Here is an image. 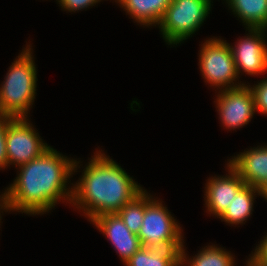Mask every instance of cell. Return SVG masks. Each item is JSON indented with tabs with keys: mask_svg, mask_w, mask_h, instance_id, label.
<instances>
[{
	"mask_svg": "<svg viewBox=\"0 0 267 266\" xmlns=\"http://www.w3.org/2000/svg\"><path fill=\"white\" fill-rule=\"evenodd\" d=\"M255 195H260V190L258 188L244 185L219 218L232 226L244 224L253 212Z\"/></svg>",
	"mask_w": 267,
	"mask_h": 266,
	"instance_id": "5bb4252c",
	"label": "cell"
},
{
	"mask_svg": "<svg viewBox=\"0 0 267 266\" xmlns=\"http://www.w3.org/2000/svg\"><path fill=\"white\" fill-rule=\"evenodd\" d=\"M135 22L146 27L158 26L172 0H116Z\"/></svg>",
	"mask_w": 267,
	"mask_h": 266,
	"instance_id": "4fadbf2b",
	"label": "cell"
},
{
	"mask_svg": "<svg viewBox=\"0 0 267 266\" xmlns=\"http://www.w3.org/2000/svg\"><path fill=\"white\" fill-rule=\"evenodd\" d=\"M182 248H149L141 247L125 266H180Z\"/></svg>",
	"mask_w": 267,
	"mask_h": 266,
	"instance_id": "2e32d148",
	"label": "cell"
},
{
	"mask_svg": "<svg viewBox=\"0 0 267 266\" xmlns=\"http://www.w3.org/2000/svg\"><path fill=\"white\" fill-rule=\"evenodd\" d=\"M255 102L256 112L267 114V78L257 82V84L249 85Z\"/></svg>",
	"mask_w": 267,
	"mask_h": 266,
	"instance_id": "d6986e66",
	"label": "cell"
},
{
	"mask_svg": "<svg viewBox=\"0 0 267 266\" xmlns=\"http://www.w3.org/2000/svg\"><path fill=\"white\" fill-rule=\"evenodd\" d=\"M64 11L78 12L98 4L102 0H56Z\"/></svg>",
	"mask_w": 267,
	"mask_h": 266,
	"instance_id": "44dd1931",
	"label": "cell"
},
{
	"mask_svg": "<svg viewBox=\"0 0 267 266\" xmlns=\"http://www.w3.org/2000/svg\"><path fill=\"white\" fill-rule=\"evenodd\" d=\"M27 117L8 118L6 150L8 166L16 168L40 156L48 146Z\"/></svg>",
	"mask_w": 267,
	"mask_h": 266,
	"instance_id": "52a82bcc",
	"label": "cell"
},
{
	"mask_svg": "<svg viewBox=\"0 0 267 266\" xmlns=\"http://www.w3.org/2000/svg\"><path fill=\"white\" fill-rule=\"evenodd\" d=\"M117 214L134 234H138L144 216V191L133 201L123 206Z\"/></svg>",
	"mask_w": 267,
	"mask_h": 266,
	"instance_id": "ac0fdd59",
	"label": "cell"
},
{
	"mask_svg": "<svg viewBox=\"0 0 267 266\" xmlns=\"http://www.w3.org/2000/svg\"><path fill=\"white\" fill-rule=\"evenodd\" d=\"M79 162L50 146L40 156L19 166V174L5 190L9 212L42 215L63 199L71 204L73 186H66L71 182L70 177L78 172Z\"/></svg>",
	"mask_w": 267,
	"mask_h": 266,
	"instance_id": "6da1fadb",
	"label": "cell"
},
{
	"mask_svg": "<svg viewBox=\"0 0 267 266\" xmlns=\"http://www.w3.org/2000/svg\"><path fill=\"white\" fill-rule=\"evenodd\" d=\"M246 262H247L246 263L247 264L246 266H255L250 260H246Z\"/></svg>",
	"mask_w": 267,
	"mask_h": 266,
	"instance_id": "d4e9b609",
	"label": "cell"
},
{
	"mask_svg": "<svg viewBox=\"0 0 267 266\" xmlns=\"http://www.w3.org/2000/svg\"><path fill=\"white\" fill-rule=\"evenodd\" d=\"M246 29L248 34L238 39L234 47L230 45L238 77L242 72L256 76L267 71V29Z\"/></svg>",
	"mask_w": 267,
	"mask_h": 266,
	"instance_id": "9c48e42d",
	"label": "cell"
},
{
	"mask_svg": "<svg viewBox=\"0 0 267 266\" xmlns=\"http://www.w3.org/2000/svg\"><path fill=\"white\" fill-rule=\"evenodd\" d=\"M246 28L267 29V0H225Z\"/></svg>",
	"mask_w": 267,
	"mask_h": 266,
	"instance_id": "9a60e30c",
	"label": "cell"
},
{
	"mask_svg": "<svg viewBox=\"0 0 267 266\" xmlns=\"http://www.w3.org/2000/svg\"><path fill=\"white\" fill-rule=\"evenodd\" d=\"M144 190V216L137 234L143 247L182 248L181 227L162 201Z\"/></svg>",
	"mask_w": 267,
	"mask_h": 266,
	"instance_id": "277c9868",
	"label": "cell"
},
{
	"mask_svg": "<svg viewBox=\"0 0 267 266\" xmlns=\"http://www.w3.org/2000/svg\"><path fill=\"white\" fill-rule=\"evenodd\" d=\"M226 168L229 175L209 177L205 187L206 212L215 217H220L234 196L245 185L240 175L227 163ZM209 211V212H208Z\"/></svg>",
	"mask_w": 267,
	"mask_h": 266,
	"instance_id": "8fae6325",
	"label": "cell"
},
{
	"mask_svg": "<svg viewBox=\"0 0 267 266\" xmlns=\"http://www.w3.org/2000/svg\"><path fill=\"white\" fill-rule=\"evenodd\" d=\"M249 257L248 260L255 266H267V235L263 237Z\"/></svg>",
	"mask_w": 267,
	"mask_h": 266,
	"instance_id": "7402d4cb",
	"label": "cell"
},
{
	"mask_svg": "<svg viewBox=\"0 0 267 266\" xmlns=\"http://www.w3.org/2000/svg\"><path fill=\"white\" fill-rule=\"evenodd\" d=\"M227 163L240 175L245 185L259 189L267 182V145L244 150L228 159Z\"/></svg>",
	"mask_w": 267,
	"mask_h": 266,
	"instance_id": "7c38bea8",
	"label": "cell"
},
{
	"mask_svg": "<svg viewBox=\"0 0 267 266\" xmlns=\"http://www.w3.org/2000/svg\"><path fill=\"white\" fill-rule=\"evenodd\" d=\"M199 54V68L206 83L226 90L243 85L239 80L230 44L218 37L206 40ZM235 81V82H233ZM235 83V84H234Z\"/></svg>",
	"mask_w": 267,
	"mask_h": 266,
	"instance_id": "8992f818",
	"label": "cell"
},
{
	"mask_svg": "<svg viewBox=\"0 0 267 266\" xmlns=\"http://www.w3.org/2000/svg\"><path fill=\"white\" fill-rule=\"evenodd\" d=\"M10 116L0 115V169L8 167V158L6 150V130L8 126V118Z\"/></svg>",
	"mask_w": 267,
	"mask_h": 266,
	"instance_id": "ffe728a7",
	"label": "cell"
},
{
	"mask_svg": "<svg viewBox=\"0 0 267 266\" xmlns=\"http://www.w3.org/2000/svg\"><path fill=\"white\" fill-rule=\"evenodd\" d=\"M214 102L223 127L230 130L247 125L256 112L249 83L219 91Z\"/></svg>",
	"mask_w": 267,
	"mask_h": 266,
	"instance_id": "ba28073f",
	"label": "cell"
},
{
	"mask_svg": "<svg viewBox=\"0 0 267 266\" xmlns=\"http://www.w3.org/2000/svg\"><path fill=\"white\" fill-rule=\"evenodd\" d=\"M184 245L180 252V266H235V258L231 252L226 251L224 247L216 245H208L202 247L197 255L188 257L185 253Z\"/></svg>",
	"mask_w": 267,
	"mask_h": 266,
	"instance_id": "e0dca14e",
	"label": "cell"
},
{
	"mask_svg": "<svg viewBox=\"0 0 267 266\" xmlns=\"http://www.w3.org/2000/svg\"><path fill=\"white\" fill-rule=\"evenodd\" d=\"M73 184L71 204L91 222L101 214L117 213L145 189L110 156L95 151Z\"/></svg>",
	"mask_w": 267,
	"mask_h": 266,
	"instance_id": "7a4b0ae2",
	"label": "cell"
},
{
	"mask_svg": "<svg viewBox=\"0 0 267 266\" xmlns=\"http://www.w3.org/2000/svg\"><path fill=\"white\" fill-rule=\"evenodd\" d=\"M91 223L108 238L124 264L142 247L137 234L129 230L117 213L101 214Z\"/></svg>",
	"mask_w": 267,
	"mask_h": 266,
	"instance_id": "30bf717a",
	"label": "cell"
},
{
	"mask_svg": "<svg viewBox=\"0 0 267 266\" xmlns=\"http://www.w3.org/2000/svg\"><path fill=\"white\" fill-rule=\"evenodd\" d=\"M1 210H2V212H1ZM3 211H5V212L9 211L6 191H4L3 194H1V196H0V212L3 213ZM1 213H0V223H1V219H2Z\"/></svg>",
	"mask_w": 267,
	"mask_h": 266,
	"instance_id": "603a6c76",
	"label": "cell"
},
{
	"mask_svg": "<svg viewBox=\"0 0 267 266\" xmlns=\"http://www.w3.org/2000/svg\"><path fill=\"white\" fill-rule=\"evenodd\" d=\"M210 0H172L158 24L168 45L187 40L202 26L211 11Z\"/></svg>",
	"mask_w": 267,
	"mask_h": 266,
	"instance_id": "5b68a950",
	"label": "cell"
},
{
	"mask_svg": "<svg viewBox=\"0 0 267 266\" xmlns=\"http://www.w3.org/2000/svg\"><path fill=\"white\" fill-rule=\"evenodd\" d=\"M260 196L267 200V182L264 183L260 188Z\"/></svg>",
	"mask_w": 267,
	"mask_h": 266,
	"instance_id": "cb8c5ba5",
	"label": "cell"
},
{
	"mask_svg": "<svg viewBox=\"0 0 267 266\" xmlns=\"http://www.w3.org/2000/svg\"><path fill=\"white\" fill-rule=\"evenodd\" d=\"M31 45L15 58L0 85V115L27 117L37 87V69Z\"/></svg>",
	"mask_w": 267,
	"mask_h": 266,
	"instance_id": "3957f363",
	"label": "cell"
}]
</instances>
